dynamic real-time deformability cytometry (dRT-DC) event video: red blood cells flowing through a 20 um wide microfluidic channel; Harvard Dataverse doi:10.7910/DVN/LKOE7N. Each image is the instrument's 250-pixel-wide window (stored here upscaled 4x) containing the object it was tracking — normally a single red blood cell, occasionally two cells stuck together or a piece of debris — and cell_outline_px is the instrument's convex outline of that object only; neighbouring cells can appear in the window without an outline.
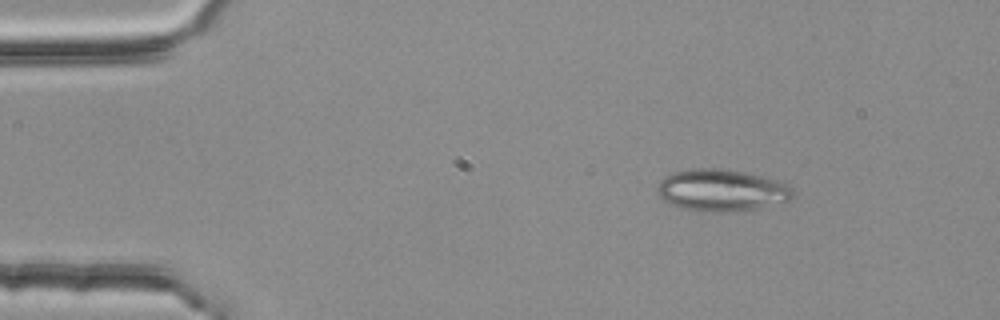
{"species": "common noctule bat (a hibernating species)", "species_latin": "Nyctalus noctula", "temperature_condition": "room temperature", "stored_images_in_passage": 4, "camera_frame_rate_fps": 3000, "um_per_image_px": 0.085, "animal": {"sex": "female", "body_mass_g": 25.1}, "frame": {"image": 1, "passage_image": 1, "time_ms": 0.0, "image_size_px": [1000, 320], "cell_outline_px": [[796, 196], [788, 200], [756, 208], [724, 212], [700, 212], [680, 208], [664, 200], [656, 192], [656, 188], [660, 180], [664, 176], [672, 172], [692, 168], [728, 168], [776, 180], [792, 188], [796, 192]], "centroid_in_image_um": [61.28, 16.16], "position_along_channel_um": 23.7, "area_um2": 33.29}}